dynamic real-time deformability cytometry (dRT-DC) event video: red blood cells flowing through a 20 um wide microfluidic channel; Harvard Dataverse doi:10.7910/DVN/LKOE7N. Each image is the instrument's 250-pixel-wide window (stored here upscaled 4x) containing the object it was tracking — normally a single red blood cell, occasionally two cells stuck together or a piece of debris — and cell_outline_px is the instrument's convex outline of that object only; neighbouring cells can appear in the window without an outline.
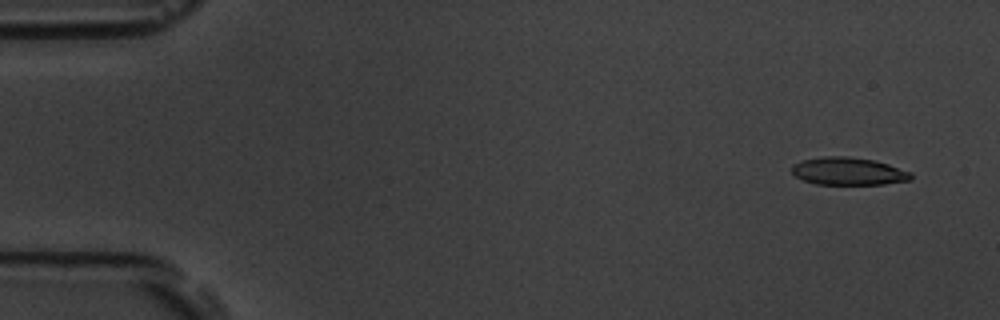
{"species": "common noctule bat (a hibernating species)", "species_latin": "Nyctalus noctula", "temperature_condition": "room temperature", "stored_images_in_passage": 12, "camera_frame_rate_fps": 3000, "um_per_image_px": 0.085, "animal": {"sex": "male", "body_mass_g": 19.5, "forearm_length_mm": 54.6}, "frame": {"image": 1, "passage_image": 4, "time_ms": 1.0, "image_size_px": [1000, 320], "cell_outline_px": [[912, 180], [884, 184], [816, 184], [804, 180], [796, 176], [792, 172], [792, 164], [804, 160], [820, 156], [848, 156], [876, 160], [912, 172]], "centroid_in_image_um": [72.14, 14.55], "position_along_channel_um": 12.9, "area_um2": 19.31}}